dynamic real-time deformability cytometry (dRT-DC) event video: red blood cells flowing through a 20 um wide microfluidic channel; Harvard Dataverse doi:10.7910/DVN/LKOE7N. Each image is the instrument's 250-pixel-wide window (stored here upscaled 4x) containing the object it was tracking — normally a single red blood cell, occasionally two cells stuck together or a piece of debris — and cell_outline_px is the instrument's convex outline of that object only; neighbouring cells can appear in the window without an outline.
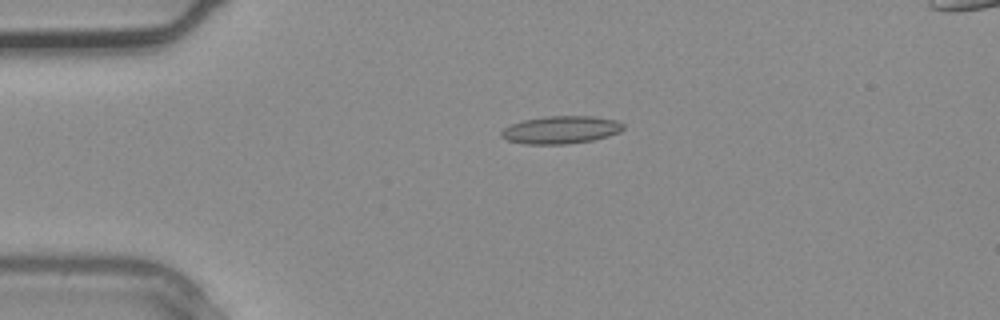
{"species": "common noctule bat (a hibernating species)", "species_latin": "Nyctalus noctula", "temperature_condition": "warm", "stored_images_in_passage": 1, "camera_frame_rate_fps": 3000, "um_per_image_px": 0.085, "animal": {"sex": "male", "body_mass_g": 20.4}, "frame": {"image": 1, "passage_image": 1, "time_ms": 0.0, "image_size_px": [1000, 320], "cell_outline_px": [[624, 128], [620, 132], [608, 136], [592, 140], [568, 144], [524, 144], [508, 140], [500, 136], [500, 132], [504, 128], [512, 124], [524, 120], [544, 116], [592, 116], [616, 120], [624, 124]], "centroid_in_image_um": [47.68, 11.03], "position_along_channel_um": 37.3, "area_um2": 19.71}}